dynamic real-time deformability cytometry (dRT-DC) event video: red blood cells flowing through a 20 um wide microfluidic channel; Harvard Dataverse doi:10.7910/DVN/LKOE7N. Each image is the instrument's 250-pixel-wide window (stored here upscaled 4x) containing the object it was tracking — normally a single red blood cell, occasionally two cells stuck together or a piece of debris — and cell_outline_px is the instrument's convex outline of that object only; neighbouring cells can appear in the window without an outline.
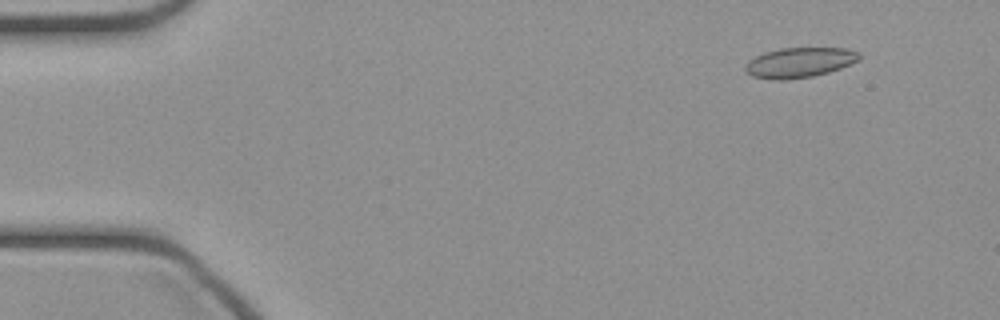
{"species": "common noctule bat (a hibernating species)", "species_latin": "Nyctalus noctula", "temperature_condition": "cold", "stored_images_in_passage": 48, "camera_frame_rate_fps": 3000, "um_per_image_px": 0.085, "animal": {"sex": "female", "body_mass_g": 21.9}, "frame": {"image": 1, "passage_image": 5, "time_ms": 1.333, "image_size_px": [1000, 320], "cell_outline_px": [[860, 60], [840, 68], [828, 72], [812, 76], [784, 80], [772, 80], [752, 76], [744, 68], [748, 60], [764, 52], [780, 48], [844, 48], [860, 52]], "centroid_in_image_um": [67.95, 5.31], "position_along_channel_um": 17.0, "area_um2": 19.94}}
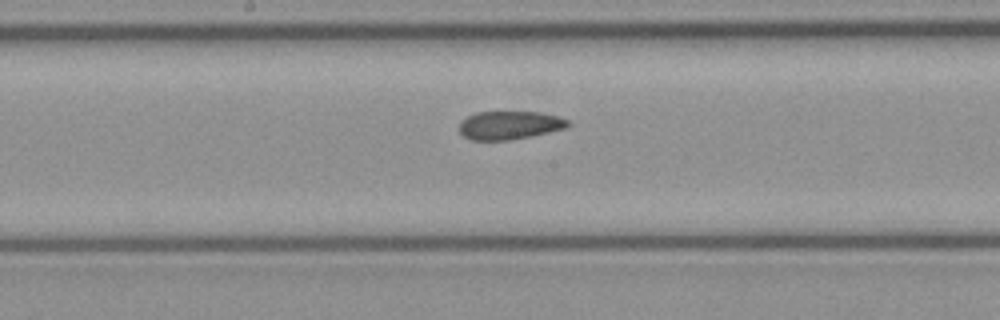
{"frame": {"image": 2, "passage_image": 25, "time_ms": 8.0, "image_size_px": [1000, 320], "cell_outline_px": [[572, 124], [568, 128], [532, 136], [508, 140], [472, 140], [464, 136], [460, 132], [460, 120], [476, 112], [536, 112], [560, 116], [568, 120]], "centroid_in_image_um": [43.35, 10.64], "position_along_channel_um": 204.8, "area_um2": 18.09}}
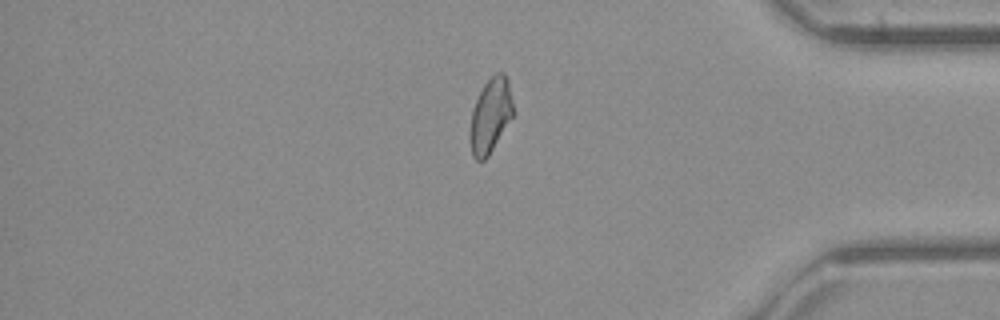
{"frame": {"image": 3, "passage_image": 40, "time_ms": 13.0, "image_size_px": [1000, 320], "cell_outline_px": [[516, 112], [488, 156], [484, 160], [476, 160], [472, 156], [468, 136], [468, 132], [472, 108], [484, 84], [496, 72], [504, 72], [508, 80]], "centroid_in_image_um": [41.69, 9.83], "position_along_channel_um": 393.5, "area_um2": 19.25}}